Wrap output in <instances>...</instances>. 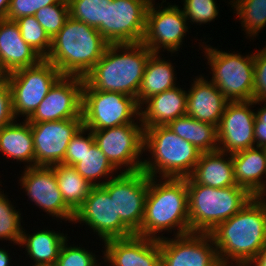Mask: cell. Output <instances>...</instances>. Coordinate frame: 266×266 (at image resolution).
I'll use <instances>...</instances> for the list:
<instances>
[{
  "mask_svg": "<svg viewBox=\"0 0 266 266\" xmlns=\"http://www.w3.org/2000/svg\"><path fill=\"white\" fill-rule=\"evenodd\" d=\"M209 234L222 266H248L266 244V197H252Z\"/></svg>",
  "mask_w": 266,
  "mask_h": 266,
  "instance_id": "obj_1",
  "label": "cell"
},
{
  "mask_svg": "<svg viewBox=\"0 0 266 266\" xmlns=\"http://www.w3.org/2000/svg\"><path fill=\"white\" fill-rule=\"evenodd\" d=\"M163 231H173V236L191 233L186 178L149 176L144 218L136 235L159 240L165 237Z\"/></svg>",
  "mask_w": 266,
  "mask_h": 266,
  "instance_id": "obj_2",
  "label": "cell"
},
{
  "mask_svg": "<svg viewBox=\"0 0 266 266\" xmlns=\"http://www.w3.org/2000/svg\"><path fill=\"white\" fill-rule=\"evenodd\" d=\"M152 53L142 42L109 44L84 81L94 90L120 92L137 98Z\"/></svg>",
  "mask_w": 266,
  "mask_h": 266,
  "instance_id": "obj_3",
  "label": "cell"
},
{
  "mask_svg": "<svg viewBox=\"0 0 266 266\" xmlns=\"http://www.w3.org/2000/svg\"><path fill=\"white\" fill-rule=\"evenodd\" d=\"M108 45L95 27L69 16L52 38L51 49L45 60L52 63L62 75L84 78L101 59Z\"/></svg>",
  "mask_w": 266,
  "mask_h": 266,
  "instance_id": "obj_4",
  "label": "cell"
},
{
  "mask_svg": "<svg viewBox=\"0 0 266 266\" xmlns=\"http://www.w3.org/2000/svg\"><path fill=\"white\" fill-rule=\"evenodd\" d=\"M143 151L150 153L151 159L143 160L141 170L157 178L189 177L201 154L194 145L179 137L167 125L144 129Z\"/></svg>",
  "mask_w": 266,
  "mask_h": 266,
  "instance_id": "obj_5",
  "label": "cell"
},
{
  "mask_svg": "<svg viewBox=\"0 0 266 266\" xmlns=\"http://www.w3.org/2000/svg\"><path fill=\"white\" fill-rule=\"evenodd\" d=\"M190 232L210 233L238 213L253 197L241 186L213 188L187 184Z\"/></svg>",
  "mask_w": 266,
  "mask_h": 266,
  "instance_id": "obj_6",
  "label": "cell"
},
{
  "mask_svg": "<svg viewBox=\"0 0 266 266\" xmlns=\"http://www.w3.org/2000/svg\"><path fill=\"white\" fill-rule=\"evenodd\" d=\"M201 41L209 65L210 81L213 82L229 102L253 100L254 53L242 55L235 51H222ZM205 43V44H204Z\"/></svg>",
  "mask_w": 266,
  "mask_h": 266,
  "instance_id": "obj_7",
  "label": "cell"
},
{
  "mask_svg": "<svg viewBox=\"0 0 266 266\" xmlns=\"http://www.w3.org/2000/svg\"><path fill=\"white\" fill-rule=\"evenodd\" d=\"M81 116L84 127L101 130L138 123L140 106L132 96L120 92L94 90L84 81Z\"/></svg>",
  "mask_w": 266,
  "mask_h": 266,
  "instance_id": "obj_8",
  "label": "cell"
},
{
  "mask_svg": "<svg viewBox=\"0 0 266 266\" xmlns=\"http://www.w3.org/2000/svg\"><path fill=\"white\" fill-rule=\"evenodd\" d=\"M62 76L50 62L42 59L37 65L21 68L7 74L12 91V110L15 119L27 120Z\"/></svg>",
  "mask_w": 266,
  "mask_h": 266,
  "instance_id": "obj_9",
  "label": "cell"
},
{
  "mask_svg": "<svg viewBox=\"0 0 266 266\" xmlns=\"http://www.w3.org/2000/svg\"><path fill=\"white\" fill-rule=\"evenodd\" d=\"M91 131L95 144L119 172L142 169L144 128L140 120L138 123Z\"/></svg>",
  "mask_w": 266,
  "mask_h": 266,
  "instance_id": "obj_10",
  "label": "cell"
},
{
  "mask_svg": "<svg viewBox=\"0 0 266 266\" xmlns=\"http://www.w3.org/2000/svg\"><path fill=\"white\" fill-rule=\"evenodd\" d=\"M165 2L166 0H163L158 5L150 2L142 43L153 53L167 50L171 55L175 52L178 54L180 47L183 46L184 37L191 27L181 7L169 2L163 6Z\"/></svg>",
  "mask_w": 266,
  "mask_h": 266,
  "instance_id": "obj_11",
  "label": "cell"
},
{
  "mask_svg": "<svg viewBox=\"0 0 266 266\" xmlns=\"http://www.w3.org/2000/svg\"><path fill=\"white\" fill-rule=\"evenodd\" d=\"M149 176L142 170L120 172L102 187L114 198L116 217L136 235L144 218Z\"/></svg>",
  "mask_w": 266,
  "mask_h": 266,
  "instance_id": "obj_12",
  "label": "cell"
},
{
  "mask_svg": "<svg viewBox=\"0 0 266 266\" xmlns=\"http://www.w3.org/2000/svg\"><path fill=\"white\" fill-rule=\"evenodd\" d=\"M149 0L106 2L105 23L97 30L109 44L142 42Z\"/></svg>",
  "mask_w": 266,
  "mask_h": 266,
  "instance_id": "obj_13",
  "label": "cell"
},
{
  "mask_svg": "<svg viewBox=\"0 0 266 266\" xmlns=\"http://www.w3.org/2000/svg\"><path fill=\"white\" fill-rule=\"evenodd\" d=\"M73 223L88 225L102 243L135 235L120 217H116L115 200L102 186L91 188L84 204L76 211Z\"/></svg>",
  "mask_w": 266,
  "mask_h": 266,
  "instance_id": "obj_14",
  "label": "cell"
},
{
  "mask_svg": "<svg viewBox=\"0 0 266 266\" xmlns=\"http://www.w3.org/2000/svg\"><path fill=\"white\" fill-rule=\"evenodd\" d=\"M19 178L20 190L23 189L31 202L39 209L73 224L75 213L65 204L59 190L53 166H31L24 168Z\"/></svg>",
  "mask_w": 266,
  "mask_h": 266,
  "instance_id": "obj_15",
  "label": "cell"
},
{
  "mask_svg": "<svg viewBox=\"0 0 266 266\" xmlns=\"http://www.w3.org/2000/svg\"><path fill=\"white\" fill-rule=\"evenodd\" d=\"M159 243L161 266H222L209 233L167 236Z\"/></svg>",
  "mask_w": 266,
  "mask_h": 266,
  "instance_id": "obj_16",
  "label": "cell"
},
{
  "mask_svg": "<svg viewBox=\"0 0 266 266\" xmlns=\"http://www.w3.org/2000/svg\"><path fill=\"white\" fill-rule=\"evenodd\" d=\"M83 84V77L62 75L27 121L38 123L82 119Z\"/></svg>",
  "mask_w": 266,
  "mask_h": 266,
  "instance_id": "obj_17",
  "label": "cell"
},
{
  "mask_svg": "<svg viewBox=\"0 0 266 266\" xmlns=\"http://www.w3.org/2000/svg\"><path fill=\"white\" fill-rule=\"evenodd\" d=\"M255 105L253 100L227 103L217 127V150L233 154L255 147Z\"/></svg>",
  "mask_w": 266,
  "mask_h": 266,
  "instance_id": "obj_18",
  "label": "cell"
},
{
  "mask_svg": "<svg viewBox=\"0 0 266 266\" xmlns=\"http://www.w3.org/2000/svg\"><path fill=\"white\" fill-rule=\"evenodd\" d=\"M35 150V166L64 164L70 140L83 126L82 119L30 123Z\"/></svg>",
  "mask_w": 266,
  "mask_h": 266,
  "instance_id": "obj_19",
  "label": "cell"
},
{
  "mask_svg": "<svg viewBox=\"0 0 266 266\" xmlns=\"http://www.w3.org/2000/svg\"><path fill=\"white\" fill-rule=\"evenodd\" d=\"M103 263L107 266H161L160 243L157 239L133 235L103 242Z\"/></svg>",
  "mask_w": 266,
  "mask_h": 266,
  "instance_id": "obj_20",
  "label": "cell"
},
{
  "mask_svg": "<svg viewBox=\"0 0 266 266\" xmlns=\"http://www.w3.org/2000/svg\"><path fill=\"white\" fill-rule=\"evenodd\" d=\"M200 74L187 90L186 115L218 127L229 102L217 86Z\"/></svg>",
  "mask_w": 266,
  "mask_h": 266,
  "instance_id": "obj_21",
  "label": "cell"
},
{
  "mask_svg": "<svg viewBox=\"0 0 266 266\" xmlns=\"http://www.w3.org/2000/svg\"><path fill=\"white\" fill-rule=\"evenodd\" d=\"M43 58L22 38L15 21L0 19V65L7 73L37 65Z\"/></svg>",
  "mask_w": 266,
  "mask_h": 266,
  "instance_id": "obj_22",
  "label": "cell"
},
{
  "mask_svg": "<svg viewBox=\"0 0 266 266\" xmlns=\"http://www.w3.org/2000/svg\"><path fill=\"white\" fill-rule=\"evenodd\" d=\"M180 86L156 94L140 105V121L144 129L167 125L186 115L187 91Z\"/></svg>",
  "mask_w": 266,
  "mask_h": 266,
  "instance_id": "obj_23",
  "label": "cell"
},
{
  "mask_svg": "<svg viewBox=\"0 0 266 266\" xmlns=\"http://www.w3.org/2000/svg\"><path fill=\"white\" fill-rule=\"evenodd\" d=\"M232 162L237 185L245 188L253 197H266L265 148L255 146L233 153Z\"/></svg>",
  "mask_w": 266,
  "mask_h": 266,
  "instance_id": "obj_24",
  "label": "cell"
},
{
  "mask_svg": "<svg viewBox=\"0 0 266 266\" xmlns=\"http://www.w3.org/2000/svg\"><path fill=\"white\" fill-rule=\"evenodd\" d=\"M186 184H201L213 188L236 186L232 154L221 152L201 153Z\"/></svg>",
  "mask_w": 266,
  "mask_h": 266,
  "instance_id": "obj_25",
  "label": "cell"
},
{
  "mask_svg": "<svg viewBox=\"0 0 266 266\" xmlns=\"http://www.w3.org/2000/svg\"><path fill=\"white\" fill-rule=\"evenodd\" d=\"M14 120L0 129V154L25 167L35 166V150L31 125L27 120ZM19 161V162H18Z\"/></svg>",
  "mask_w": 266,
  "mask_h": 266,
  "instance_id": "obj_26",
  "label": "cell"
},
{
  "mask_svg": "<svg viewBox=\"0 0 266 266\" xmlns=\"http://www.w3.org/2000/svg\"><path fill=\"white\" fill-rule=\"evenodd\" d=\"M46 229H38L32 234L27 233L24 228L22 230L19 247L25 248V256L33 260L32 266L55 265L61 246L69 239L66 234L60 233V230L58 232L48 227Z\"/></svg>",
  "mask_w": 266,
  "mask_h": 266,
  "instance_id": "obj_27",
  "label": "cell"
},
{
  "mask_svg": "<svg viewBox=\"0 0 266 266\" xmlns=\"http://www.w3.org/2000/svg\"><path fill=\"white\" fill-rule=\"evenodd\" d=\"M162 53H152L146 63L136 101L140 106L150 97L175 88L178 84L176 67ZM167 60V61H166Z\"/></svg>",
  "mask_w": 266,
  "mask_h": 266,
  "instance_id": "obj_28",
  "label": "cell"
},
{
  "mask_svg": "<svg viewBox=\"0 0 266 266\" xmlns=\"http://www.w3.org/2000/svg\"><path fill=\"white\" fill-rule=\"evenodd\" d=\"M167 126L179 137L194 145L201 153L218 149L217 126L202 122L190 116H182L169 122Z\"/></svg>",
  "mask_w": 266,
  "mask_h": 266,
  "instance_id": "obj_29",
  "label": "cell"
},
{
  "mask_svg": "<svg viewBox=\"0 0 266 266\" xmlns=\"http://www.w3.org/2000/svg\"><path fill=\"white\" fill-rule=\"evenodd\" d=\"M57 184L65 204L74 212L84 204L93 187L74 166L56 164L53 166Z\"/></svg>",
  "mask_w": 266,
  "mask_h": 266,
  "instance_id": "obj_30",
  "label": "cell"
},
{
  "mask_svg": "<svg viewBox=\"0 0 266 266\" xmlns=\"http://www.w3.org/2000/svg\"><path fill=\"white\" fill-rule=\"evenodd\" d=\"M74 167L92 186H103L111 178L120 173L96 144L91 148H86L81 161Z\"/></svg>",
  "mask_w": 266,
  "mask_h": 266,
  "instance_id": "obj_31",
  "label": "cell"
},
{
  "mask_svg": "<svg viewBox=\"0 0 266 266\" xmlns=\"http://www.w3.org/2000/svg\"><path fill=\"white\" fill-rule=\"evenodd\" d=\"M231 8L241 22L246 36L251 40L266 27V0H230Z\"/></svg>",
  "mask_w": 266,
  "mask_h": 266,
  "instance_id": "obj_32",
  "label": "cell"
},
{
  "mask_svg": "<svg viewBox=\"0 0 266 266\" xmlns=\"http://www.w3.org/2000/svg\"><path fill=\"white\" fill-rule=\"evenodd\" d=\"M0 182V186H1ZM0 189V241H9L18 245L21 241L23 226L21 220L23 216L20 209H15L16 206L12 204L8 198L9 196L4 194V191ZM15 206V207H14ZM21 212V213H20ZM22 216V217H21Z\"/></svg>",
  "mask_w": 266,
  "mask_h": 266,
  "instance_id": "obj_33",
  "label": "cell"
},
{
  "mask_svg": "<svg viewBox=\"0 0 266 266\" xmlns=\"http://www.w3.org/2000/svg\"><path fill=\"white\" fill-rule=\"evenodd\" d=\"M18 24L23 40L43 59L51 49L52 39L43 27L38 23L35 16H25L15 20Z\"/></svg>",
  "mask_w": 266,
  "mask_h": 266,
  "instance_id": "obj_34",
  "label": "cell"
},
{
  "mask_svg": "<svg viewBox=\"0 0 266 266\" xmlns=\"http://www.w3.org/2000/svg\"><path fill=\"white\" fill-rule=\"evenodd\" d=\"M69 16L96 29L105 23L106 2L112 0H67Z\"/></svg>",
  "mask_w": 266,
  "mask_h": 266,
  "instance_id": "obj_35",
  "label": "cell"
},
{
  "mask_svg": "<svg viewBox=\"0 0 266 266\" xmlns=\"http://www.w3.org/2000/svg\"><path fill=\"white\" fill-rule=\"evenodd\" d=\"M35 18L52 39L63 27L69 17L67 0H60L56 4L42 7L35 13Z\"/></svg>",
  "mask_w": 266,
  "mask_h": 266,
  "instance_id": "obj_36",
  "label": "cell"
},
{
  "mask_svg": "<svg viewBox=\"0 0 266 266\" xmlns=\"http://www.w3.org/2000/svg\"><path fill=\"white\" fill-rule=\"evenodd\" d=\"M182 10L188 22L197 24H209L219 17V8L215 0H182ZM209 22V23H208Z\"/></svg>",
  "mask_w": 266,
  "mask_h": 266,
  "instance_id": "obj_37",
  "label": "cell"
},
{
  "mask_svg": "<svg viewBox=\"0 0 266 266\" xmlns=\"http://www.w3.org/2000/svg\"><path fill=\"white\" fill-rule=\"evenodd\" d=\"M67 242H69L68 239L61 246L55 266H102L95 252L93 253L81 245L78 247V245H71Z\"/></svg>",
  "mask_w": 266,
  "mask_h": 266,
  "instance_id": "obj_38",
  "label": "cell"
},
{
  "mask_svg": "<svg viewBox=\"0 0 266 266\" xmlns=\"http://www.w3.org/2000/svg\"><path fill=\"white\" fill-rule=\"evenodd\" d=\"M94 144L95 141L92 131L82 126L67 146L64 164L75 166L81 161L82 156L86 152V148H91Z\"/></svg>",
  "mask_w": 266,
  "mask_h": 266,
  "instance_id": "obj_39",
  "label": "cell"
},
{
  "mask_svg": "<svg viewBox=\"0 0 266 266\" xmlns=\"http://www.w3.org/2000/svg\"><path fill=\"white\" fill-rule=\"evenodd\" d=\"M253 101L266 103V45L254 51Z\"/></svg>",
  "mask_w": 266,
  "mask_h": 266,
  "instance_id": "obj_40",
  "label": "cell"
},
{
  "mask_svg": "<svg viewBox=\"0 0 266 266\" xmlns=\"http://www.w3.org/2000/svg\"><path fill=\"white\" fill-rule=\"evenodd\" d=\"M60 0H10L6 19L15 21L18 18L32 16L41 9Z\"/></svg>",
  "mask_w": 266,
  "mask_h": 266,
  "instance_id": "obj_41",
  "label": "cell"
},
{
  "mask_svg": "<svg viewBox=\"0 0 266 266\" xmlns=\"http://www.w3.org/2000/svg\"><path fill=\"white\" fill-rule=\"evenodd\" d=\"M15 120L12 110V91L8 81L0 84V129Z\"/></svg>",
  "mask_w": 266,
  "mask_h": 266,
  "instance_id": "obj_42",
  "label": "cell"
},
{
  "mask_svg": "<svg viewBox=\"0 0 266 266\" xmlns=\"http://www.w3.org/2000/svg\"><path fill=\"white\" fill-rule=\"evenodd\" d=\"M257 105H262L255 111V121H254V137L256 147L266 146V103L256 102ZM264 104V105H263Z\"/></svg>",
  "mask_w": 266,
  "mask_h": 266,
  "instance_id": "obj_43",
  "label": "cell"
},
{
  "mask_svg": "<svg viewBox=\"0 0 266 266\" xmlns=\"http://www.w3.org/2000/svg\"><path fill=\"white\" fill-rule=\"evenodd\" d=\"M248 266H266V244Z\"/></svg>",
  "mask_w": 266,
  "mask_h": 266,
  "instance_id": "obj_44",
  "label": "cell"
},
{
  "mask_svg": "<svg viewBox=\"0 0 266 266\" xmlns=\"http://www.w3.org/2000/svg\"><path fill=\"white\" fill-rule=\"evenodd\" d=\"M9 251H6L5 248H0V266H12L11 265V256Z\"/></svg>",
  "mask_w": 266,
  "mask_h": 266,
  "instance_id": "obj_45",
  "label": "cell"
},
{
  "mask_svg": "<svg viewBox=\"0 0 266 266\" xmlns=\"http://www.w3.org/2000/svg\"><path fill=\"white\" fill-rule=\"evenodd\" d=\"M10 0H0V19H6Z\"/></svg>",
  "mask_w": 266,
  "mask_h": 266,
  "instance_id": "obj_46",
  "label": "cell"
},
{
  "mask_svg": "<svg viewBox=\"0 0 266 266\" xmlns=\"http://www.w3.org/2000/svg\"><path fill=\"white\" fill-rule=\"evenodd\" d=\"M7 80V73L2 69L0 65V84Z\"/></svg>",
  "mask_w": 266,
  "mask_h": 266,
  "instance_id": "obj_47",
  "label": "cell"
}]
</instances>
